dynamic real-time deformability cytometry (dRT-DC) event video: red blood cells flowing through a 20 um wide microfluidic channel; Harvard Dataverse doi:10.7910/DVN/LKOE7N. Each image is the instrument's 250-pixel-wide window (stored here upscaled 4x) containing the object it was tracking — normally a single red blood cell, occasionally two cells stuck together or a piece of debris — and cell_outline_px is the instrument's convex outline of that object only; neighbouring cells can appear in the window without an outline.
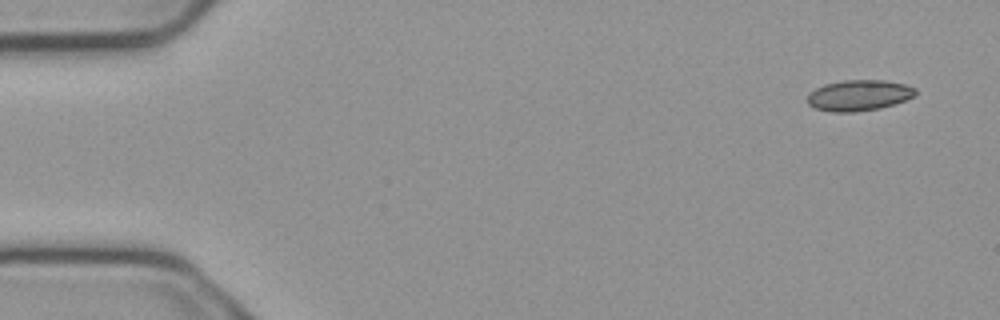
{"species": "common noctule bat (a hibernating species)", "species_latin": "Nyctalus noctula", "temperature_condition": "cold", "stored_images_in_passage": 4, "camera_frame_rate_fps": 3000, "um_per_image_px": 0.085, "animal": {"sex": "male", "body_mass_g": 23.1, "forearm_length_mm": 52.7}, "frame": {"image": 1, "passage_image": 1, "time_ms": 0.0, "image_size_px": [1000, 320], "cell_outline_px": [[916, 96], [880, 108], [852, 112], [832, 112], [816, 108], [808, 104], [808, 96], [816, 88], [824, 84], [844, 80], [884, 80], [904, 84], [916, 88]], "centroid_in_image_um": [73.02, 8.1], "position_along_channel_um": 12.0, "area_um2": 19.25}}